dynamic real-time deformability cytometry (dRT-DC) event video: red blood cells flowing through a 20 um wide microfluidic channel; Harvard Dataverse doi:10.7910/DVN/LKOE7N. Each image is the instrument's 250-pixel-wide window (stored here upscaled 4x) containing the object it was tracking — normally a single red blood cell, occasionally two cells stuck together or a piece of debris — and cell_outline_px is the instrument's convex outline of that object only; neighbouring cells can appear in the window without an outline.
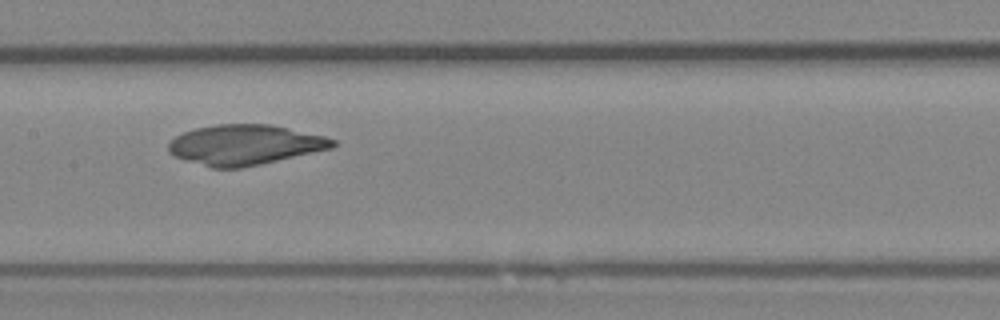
{"species": "Egyptian fruit bat (a non-hibernating species)", "species_latin": "Rousettus aegyptiacus", "temperature_condition": "room temperature", "stored_images_in_passage": 50, "camera_frame_rate_fps": 3000, "um_per_image_px": 0.085, "animal": {"sex": "female"}, "frame": {"image": 1, "passage_image": 25, "time_ms": 8.0, "image_size_px": [1000, 320], "cell_outline_px": [[336, 144], [332, 148], [260, 164], [240, 168], [212, 168], [184, 160], [168, 152], [168, 144], [176, 136], [184, 132], [196, 128], [216, 124], [268, 124], [324, 136], [336, 140]], "centroid_in_image_um": [20.78, 12.31], "position_along_channel_um": 186.6, "area_um2": 38.09}}
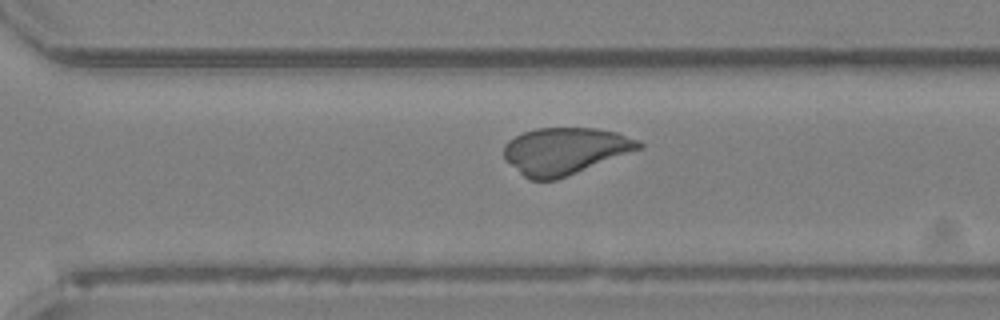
{"frame": {"image": 2, "passage_image": 35, "time_ms": 11.333, "image_size_px": [1000, 320], "cell_outline_px": [[644, 148], [556, 180], [528, 180], [504, 160], [504, 144], [508, 140], [524, 132], [536, 128], [596, 128], [616, 132], [640, 140], [644, 144]], "centroid_in_image_um": [48.03, 12.83], "position_along_channel_um": 322.6, "area_um2": 37.11}}
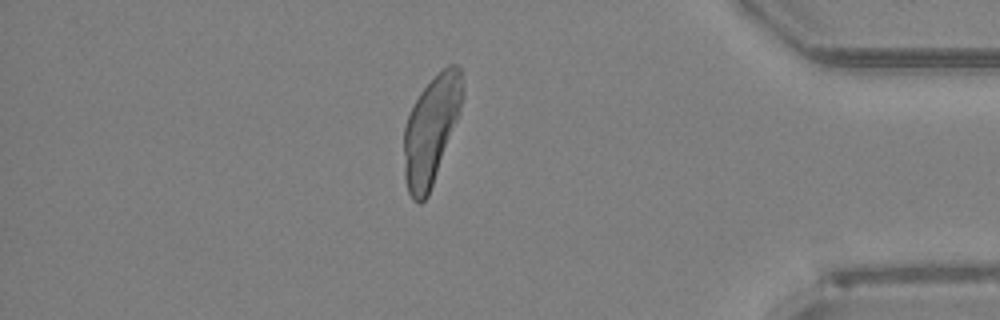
{"frame": {"image": 3, "passage_image": 43, "time_ms": 14.0, "image_size_px": [1000, 320], "cell_outline_px": [[464, 92], [460, 112], [428, 196], [420, 204], [412, 200], [408, 192], [404, 176], [404, 128], [408, 116], [420, 92], [448, 64], [456, 64], [460, 68]], "centroid_in_image_um": [36.64, 11.07], "position_along_channel_um": 398.6, "area_um2": 36.53}}